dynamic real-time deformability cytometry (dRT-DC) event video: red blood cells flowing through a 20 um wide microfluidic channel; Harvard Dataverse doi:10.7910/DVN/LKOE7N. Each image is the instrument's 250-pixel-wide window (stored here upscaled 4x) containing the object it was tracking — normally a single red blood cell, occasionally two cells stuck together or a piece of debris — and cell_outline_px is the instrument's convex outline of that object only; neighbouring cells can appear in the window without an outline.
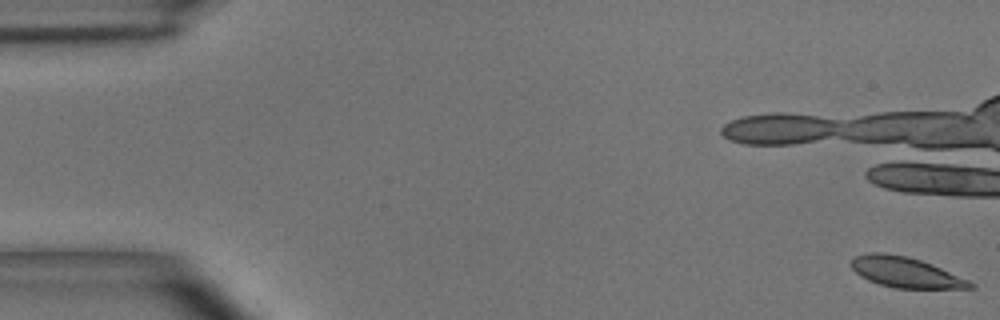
{"species": "common noctule bat (a hibernating species)", "species_latin": "Nyctalus noctula", "temperature_condition": "room temperature", "stored_images_in_passage": 13, "camera_frame_rate_fps": 3000, "um_per_image_px": 0.085, "animal": {"sex": "male", "body_mass_g": 15.6}, "frame": {"image": 1, "passage_image": 1, "time_ms": 0.0, "image_size_px": [1000, 320], "cell_outline_px": [[976, 288], [896, 288], [880, 284], [868, 280], [860, 276], [848, 264], [848, 260], [852, 256], [868, 252], [884, 252], [908, 256], [920, 260], [940, 268], [968, 280], [976, 284]], "centroid_in_image_um": [76.89, 23.12], "position_along_channel_um": 8.1, "area_um2": 21.21}}